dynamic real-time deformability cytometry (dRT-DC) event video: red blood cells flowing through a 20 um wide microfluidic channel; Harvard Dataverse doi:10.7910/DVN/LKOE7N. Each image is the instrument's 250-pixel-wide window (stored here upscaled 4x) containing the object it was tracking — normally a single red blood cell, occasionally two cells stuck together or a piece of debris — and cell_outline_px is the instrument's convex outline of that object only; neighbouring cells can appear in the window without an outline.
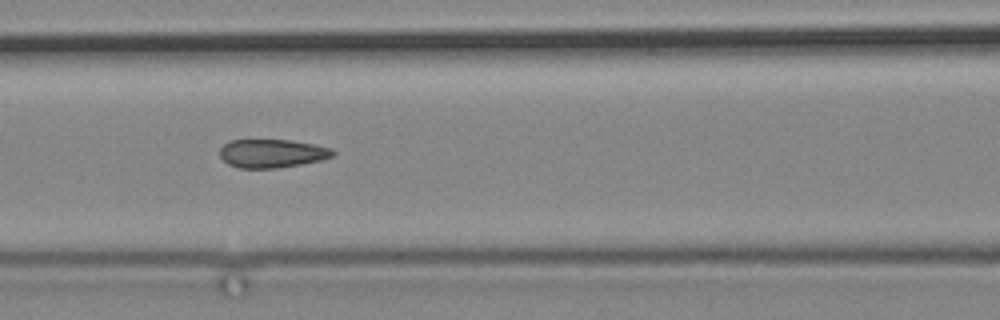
{"species": "common noctule bat (a hibernating species)", "species_latin": "Nyctalus noctula", "temperature_condition": "cold", "stored_images_in_passage": 8, "segment_of_instrument_passage": [1, 2], "camera_frame_rate_fps": 3000, "um_per_image_px": 0.085, "animal": {"sex": "male", "body_mass_g": 19.2, "forearm_length_mm": 51.8}, "frame": {"image": 1, "passage_image": 5, "time_ms": 4.667, "image_size_px": [1000, 320], "cell_outline_px": [[336, 152], [332, 156], [320, 160], [300, 164], [276, 168], [240, 168], [228, 164], [220, 156], [220, 148], [228, 140], [292, 140], [316, 144], [332, 148]], "centroid_in_image_um": [23.13, 13.03], "position_along_channel_um": 143.5, "area_um2": 18.79}}
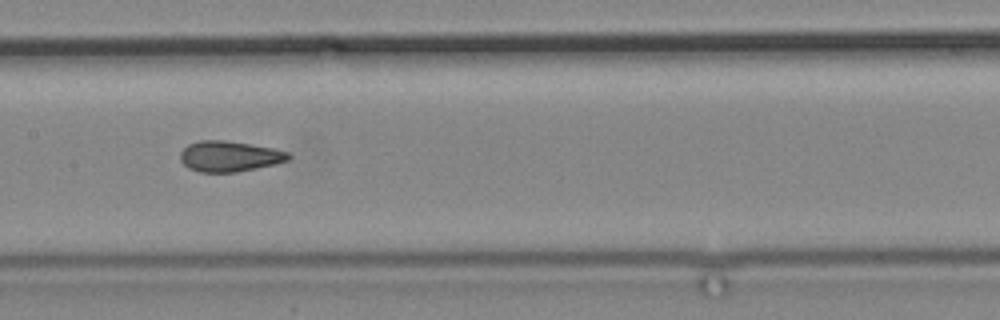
{"frame": {"image": 2, "passage_image": 6, "time_ms": 6.0, "image_size_px": [1000, 320], "cell_outline_px": [[292, 156], [288, 160], [256, 168], [236, 172], [200, 172], [188, 168], [180, 160], [180, 152], [188, 144], [200, 140], [224, 140], [272, 148], [288, 152]], "centroid_in_image_um": [19.46, 13.28], "position_along_channel_um": 187.9, "area_um2": 19.13}}
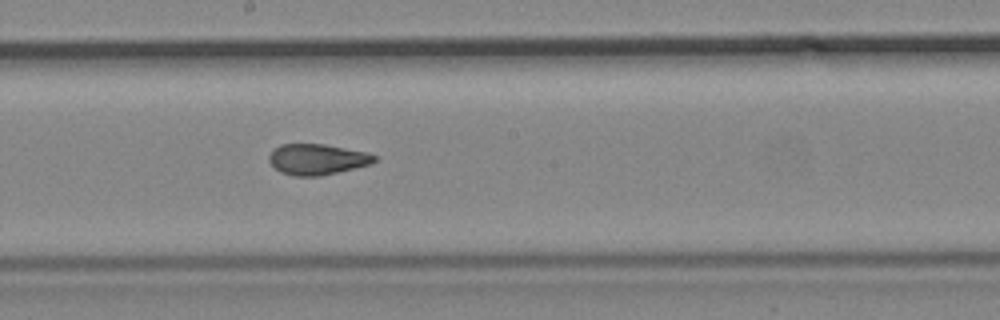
{"frame": {"image": 3, "passage_image": 7, "time_ms": 7.0, "image_size_px": [1000, 320], "cell_outline_px": [[376, 160], [372, 164], [320, 176], [296, 176], [280, 172], [268, 160], [268, 156], [280, 144], [324, 144], [368, 152], [376, 156]], "centroid_in_image_um": [26.98, 13.54], "position_along_channel_um": 221.2, "area_um2": 18.84}}